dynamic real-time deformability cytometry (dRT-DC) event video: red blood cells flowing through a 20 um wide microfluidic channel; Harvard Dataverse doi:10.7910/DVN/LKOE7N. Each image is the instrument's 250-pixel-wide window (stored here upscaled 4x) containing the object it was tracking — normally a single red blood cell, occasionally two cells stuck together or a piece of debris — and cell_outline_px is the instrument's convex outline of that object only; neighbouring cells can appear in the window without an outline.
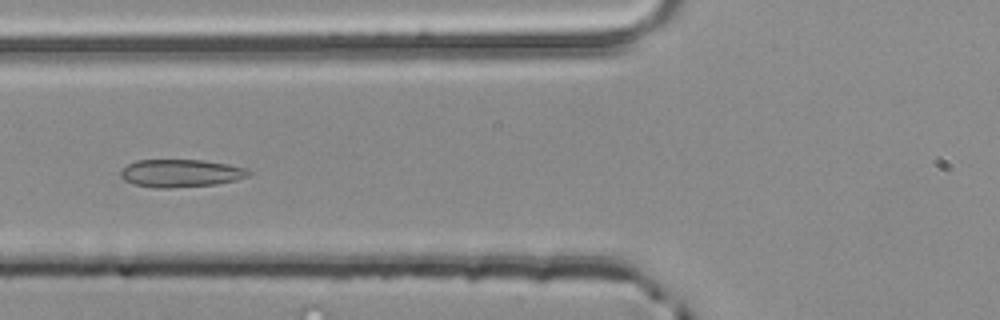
{"species": "common noctule bat (a hibernating species)", "species_latin": "Nyctalus noctula", "temperature_condition": "room temperature", "stored_images_in_passage": 5, "camera_frame_rate_fps": 3000, "um_per_image_px": 0.085, "animal": {"sex": "male", "body_mass_g": 20.4}, "frame": {"image": 1, "passage_image": 5, "time_ms": 1.333, "image_size_px": [1000, 320], "cell_outline_px": [[248, 176], [236, 180], [216, 184], [168, 188], [156, 188], [132, 184], [124, 180], [120, 176], [120, 172], [128, 164], [136, 160], [200, 160], [228, 164], [244, 168], [248, 172]], "centroid_in_image_um": [15.31, 14.73], "position_along_channel_um": 110.5, "area_um2": 20.52}}